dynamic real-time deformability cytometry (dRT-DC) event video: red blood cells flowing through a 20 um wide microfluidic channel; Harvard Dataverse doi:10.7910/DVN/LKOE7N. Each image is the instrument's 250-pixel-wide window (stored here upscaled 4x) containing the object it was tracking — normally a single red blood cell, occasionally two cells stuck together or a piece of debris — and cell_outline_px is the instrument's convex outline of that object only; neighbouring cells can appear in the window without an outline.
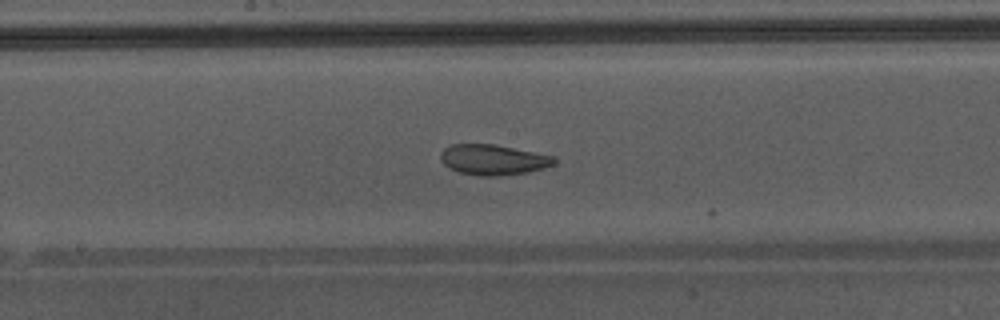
{"species": "Egyptian fruit bat (a non-hibernating species)", "species_latin": "Rousettus aegyptiacus", "temperature_condition": "warm", "stored_images_in_passage": 29, "camera_frame_rate_fps": 3000, "um_per_image_px": 0.085, "animal": {"sex": "male"}, "frame": {"image": 1, "passage_image": 28, "time_ms": 9.0, "image_size_px": [1000, 320], "cell_outline_px": [[556, 164], [544, 168], [528, 172], [500, 176], [480, 176], [460, 172], [444, 164], [440, 160], [440, 152], [444, 148], [452, 144], [496, 144], [556, 156]], "centroid_in_image_um": [41.96, 13.57], "position_along_channel_um": 206.2, "area_um2": 20.35}}